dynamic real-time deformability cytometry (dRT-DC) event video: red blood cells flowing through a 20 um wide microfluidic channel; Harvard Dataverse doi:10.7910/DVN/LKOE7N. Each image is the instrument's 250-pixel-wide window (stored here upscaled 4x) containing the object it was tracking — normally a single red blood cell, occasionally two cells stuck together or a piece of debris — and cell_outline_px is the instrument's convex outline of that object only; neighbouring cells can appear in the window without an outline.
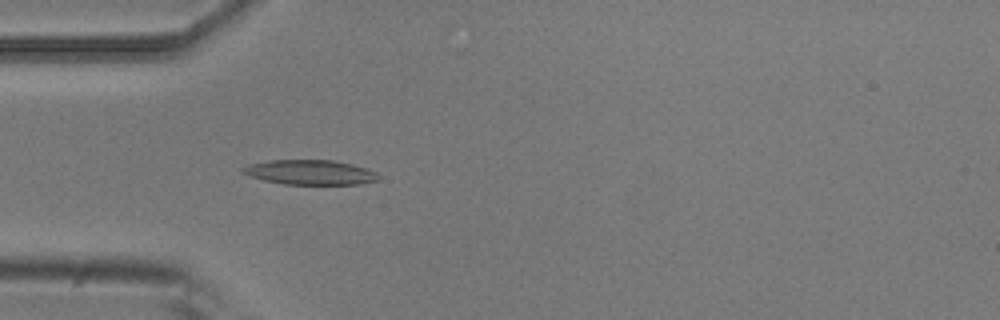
{"species": "common noctule bat (a hibernating species)", "species_latin": "Nyctalus noctula", "temperature_condition": "room temperature", "stored_images_in_passage": 3, "camera_frame_rate_fps": 3000, "um_per_image_px": 0.085, "animal": {"sex": "male", "body_mass_g": 20.5, "forearm_length_mm": 52.5}, "frame": {"image": 1, "passage_image": 3, "time_ms": 0.667, "image_size_px": [1000, 320], "cell_outline_px": [[380, 180], [360, 184], [284, 184], [264, 180], [240, 172], [240, 168], [248, 164], [268, 160], [332, 160], [352, 164], [368, 168], [376, 172], [380, 176]], "centroid_in_image_um": [26.38, 14.64], "position_along_channel_um": 58.6, "area_um2": 19.71}}